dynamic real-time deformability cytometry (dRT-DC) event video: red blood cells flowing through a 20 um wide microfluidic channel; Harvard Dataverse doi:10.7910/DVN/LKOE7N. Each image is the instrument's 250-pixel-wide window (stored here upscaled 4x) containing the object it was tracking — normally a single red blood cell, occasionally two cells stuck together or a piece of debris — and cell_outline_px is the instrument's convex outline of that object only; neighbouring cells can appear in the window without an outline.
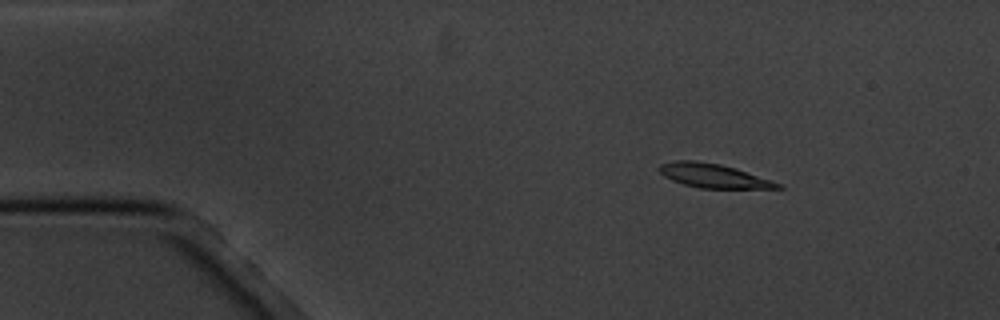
{"species": "common noctule bat (a hibernating species)", "species_latin": "Nyctalus noctula", "temperature_condition": "cold", "stored_images_in_passage": 4, "camera_frame_rate_fps": 3000, "um_per_image_px": 0.085, "animal": {"sex": "male", "body_mass_g": 20.1, "forearm_length_mm": 53.5}, "frame": {"image": 1, "passage_image": 2, "time_ms": 1.0, "image_size_px": [1000, 320], "cell_outline_px": [[784, 188], [700, 188], [684, 184], [672, 180], [664, 176], [656, 168], [660, 164], [676, 160], [696, 160], [720, 164], [736, 168], [772, 180], [780, 184]], "centroid_in_image_um": [60.6, 14.92], "position_along_channel_um": 24.4, "area_um2": 16.53}}